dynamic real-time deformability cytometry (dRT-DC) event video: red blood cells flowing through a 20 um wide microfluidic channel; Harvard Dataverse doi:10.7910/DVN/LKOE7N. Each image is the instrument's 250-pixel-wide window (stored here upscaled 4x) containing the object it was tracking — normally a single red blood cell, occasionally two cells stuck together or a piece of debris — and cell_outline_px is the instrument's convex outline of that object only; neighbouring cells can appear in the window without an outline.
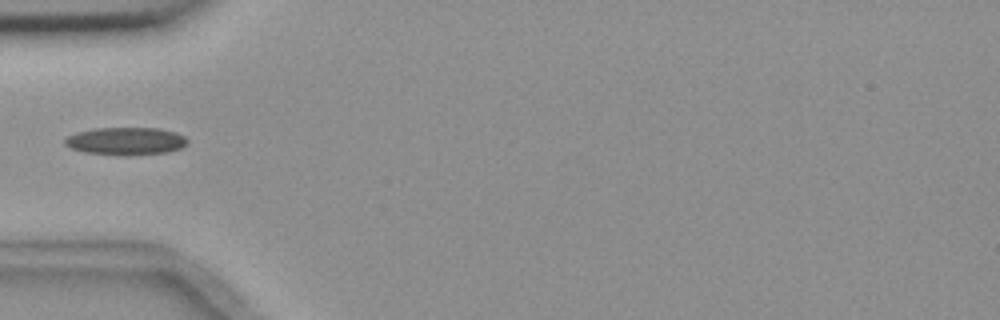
{"species": "common noctule bat (a hibernating species)", "species_latin": "Nyctalus noctula", "temperature_condition": "room temperature", "stored_images_in_passage": 5, "camera_frame_rate_fps": 3000, "um_per_image_px": 0.085, "animal": {"sex": "female", "body_mass_g": 18.4}, "frame": {"image": 1, "passage_image": 5, "time_ms": 4.333, "image_size_px": [1000, 320], "cell_outline_px": [[188, 144], [180, 148], [168, 152], [128, 156], [120, 156], [84, 152], [72, 148], [64, 144], [64, 140], [68, 136], [76, 132], [96, 128], [160, 128], [176, 132], [184, 136], [188, 140]], "centroid_in_image_um": [10.72, 12.0], "position_along_channel_um": 74.3, "area_um2": 20.0}}